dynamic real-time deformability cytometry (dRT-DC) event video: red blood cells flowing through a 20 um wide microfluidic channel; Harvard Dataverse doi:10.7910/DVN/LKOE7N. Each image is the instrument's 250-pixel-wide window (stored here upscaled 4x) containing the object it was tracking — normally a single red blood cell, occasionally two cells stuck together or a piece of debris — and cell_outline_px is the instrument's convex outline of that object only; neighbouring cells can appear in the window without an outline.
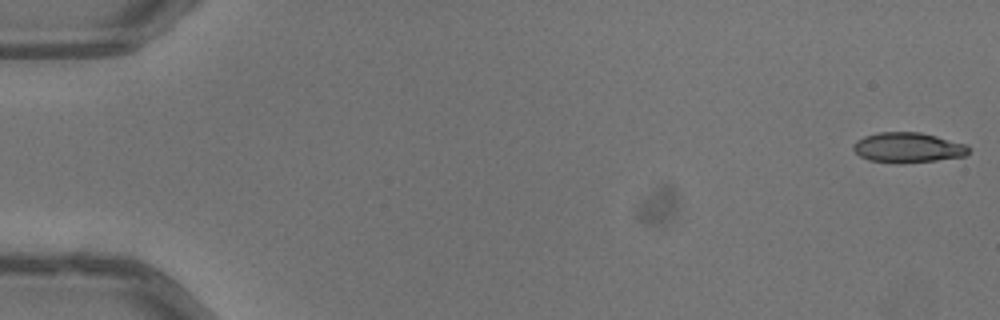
{"species": "common noctule bat (a hibernating species)", "species_latin": "Nyctalus noctula", "temperature_condition": "warm", "stored_images_in_passage": 52, "camera_frame_rate_fps": 3000, "um_per_image_px": 0.085, "animal": {"sex": "male", "body_mass_g": 13.3}, "frame": {"image": 1, "passage_image": 1, "time_ms": 0.0, "image_size_px": [1000, 320], "cell_outline_px": [[968, 152], [964, 156], [936, 160], [868, 160], [860, 156], [852, 148], [852, 144], [856, 140], [864, 136], [880, 132], [920, 132], [968, 144]], "centroid_in_image_um": [77.17, 12.49], "position_along_channel_um": 7.8, "area_um2": 19.36}}
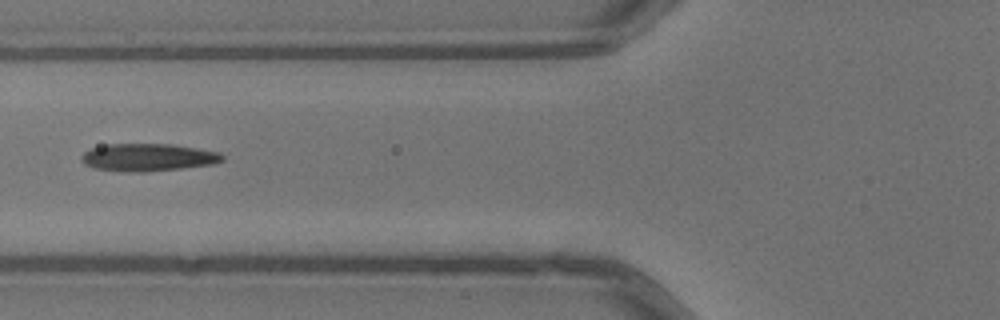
{"frame": {"image": 2, "passage_image": 21, "time_ms": 6.667, "image_size_px": [1000, 320], "cell_outline_px": [[224, 160], [216, 164], [144, 172], [124, 172], [92, 168], [84, 164], [80, 160], [80, 156], [84, 152], [92, 148], [108, 144], [172, 144], [220, 152], [224, 156]], "centroid_in_image_um": [12.57, 13.38], "position_along_channel_um": 113.2, "area_um2": 22.83}}
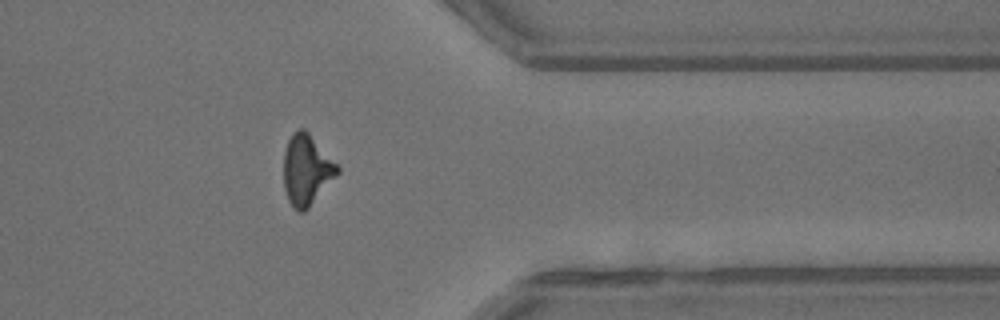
{"frame": {"image": 3, "passage_image": 42, "time_ms": 13.667, "image_size_px": [1000, 320], "cell_outline_px": [[340, 172], [308, 208], [304, 212], [296, 212], [292, 208], [288, 200], [284, 188], [284, 152], [288, 140], [292, 132], [300, 128], [304, 128], [308, 132], [340, 168]], "centroid_in_image_um": [26.04, 14.46], "position_along_channel_um": 385.4, "area_um2": 22.02}, "authors_computed_cell_mechanics": {"area_um2": 21.5883, "velocity_mm_per_s": 4.0548, "shape_relaxation_time_tau1_ms": 3.9796, "shape_relaxation_time_tau2_ms": 1.7723, "deformation_change_tau1": 0.1772, "deformation_change_tau2": 0.1235}}